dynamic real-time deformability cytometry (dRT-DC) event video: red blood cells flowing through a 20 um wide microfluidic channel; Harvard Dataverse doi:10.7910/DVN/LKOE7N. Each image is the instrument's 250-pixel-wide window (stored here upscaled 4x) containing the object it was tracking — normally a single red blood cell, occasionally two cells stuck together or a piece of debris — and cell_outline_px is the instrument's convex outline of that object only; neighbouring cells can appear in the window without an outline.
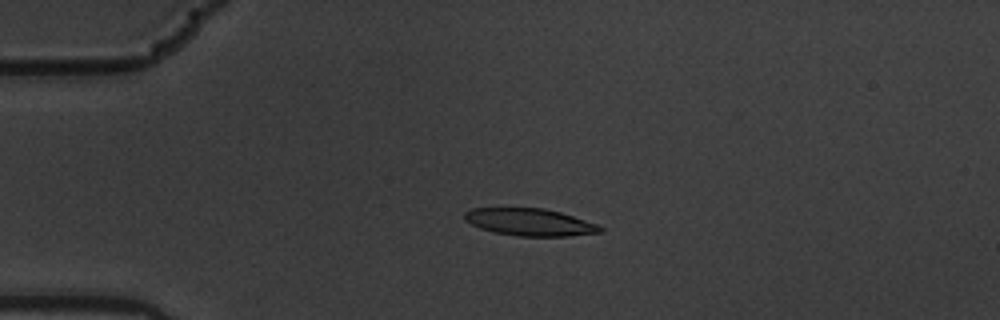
{"species": "common noctule bat (a hibernating species)", "species_latin": "Nyctalus noctula", "temperature_condition": "warm", "stored_images_in_passage": 6, "camera_frame_rate_fps": 3000, "um_per_image_px": 0.085, "animal": {"sex": "male", "body_mass_g": 19.5, "forearm_length_mm": 54.6}, "frame": {"image": 1, "passage_image": 5, "time_ms": 1.333, "image_size_px": [1000, 320], "cell_outline_px": [[604, 232], [568, 236], [520, 236], [496, 232], [480, 228], [464, 220], [464, 212], [472, 208], [544, 208], [560, 212], [596, 224], [604, 228]], "centroid_in_image_um": [45.03, 18.88], "position_along_channel_um": 40.0, "area_um2": 21.39}}